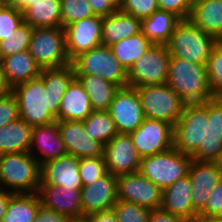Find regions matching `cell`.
Here are the masks:
<instances>
[{
  "mask_svg": "<svg viewBox=\"0 0 222 222\" xmlns=\"http://www.w3.org/2000/svg\"><path fill=\"white\" fill-rule=\"evenodd\" d=\"M60 9L62 28L95 15L88 0H60Z\"/></svg>",
  "mask_w": 222,
  "mask_h": 222,
  "instance_id": "obj_36",
  "label": "cell"
},
{
  "mask_svg": "<svg viewBox=\"0 0 222 222\" xmlns=\"http://www.w3.org/2000/svg\"><path fill=\"white\" fill-rule=\"evenodd\" d=\"M29 153L40 166L67 154L59 133L58 121L33 127Z\"/></svg>",
  "mask_w": 222,
  "mask_h": 222,
  "instance_id": "obj_19",
  "label": "cell"
},
{
  "mask_svg": "<svg viewBox=\"0 0 222 222\" xmlns=\"http://www.w3.org/2000/svg\"><path fill=\"white\" fill-rule=\"evenodd\" d=\"M167 84L185 103L204 102L214 98L207 73V66L171 56Z\"/></svg>",
  "mask_w": 222,
  "mask_h": 222,
  "instance_id": "obj_2",
  "label": "cell"
},
{
  "mask_svg": "<svg viewBox=\"0 0 222 222\" xmlns=\"http://www.w3.org/2000/svg\"><path fill=\"white\" fill-rule=\"evenodd\" d=\"M221 167V171H222V158L218 161Z\"/></svg>",
  "mask_w": 222,
  "mask_h": 222,
  "instance_id": "obj_55",
  "label": "cell"
},
{
  "mask_svg": "<svg viewBox=\"0 0 222 222\" xmlns=\"http://www.w3.org/2000/svg\"><path fill=\"white\" fill-rule=\"evenodd\" d=\"M148 222H188L187 220L173 215L162 208L151 210Z\"/></svg>",
  "mask_w": 222,
  "mask_h": 222,
  "instance_id": "obj_47",
  "label": "cell"
},
{
  "mask_svg": "<svg viewBox=\"0 0 222 222\" xmlns=\"http://www.w3.org/2000/svg\"><path fill=\"white\" fill-rule=\"evenodd\" d=\"M103 157L107 172L114 176L139 171L142 159L131 136L120 133L103 147Z\"/></svg>",
  "mask_w": 222,
  "mask_h": 222,
  "instance_id": "obj_14",
  "label": "cell"
},
{
  "mask_svg": "<svg viewBox=\"0 0 222 222\" xmlns=\"http://www.w3.org/2000/svg\"><path fill=\"white\" fill-rule=\"evenodd\" d=\"M23 23L22 11L8 7L5 4L0 8V41L16 31Z\"/></svg>",
  "mask_w": 222,
  "mask_h": 222,
  "instance_id": "obj_40",
  "label": "cell"
},
{
  "mask_svg": "<svg viewBox=\"0 0 222 222\" xmlns=\"http://www.w3.org/2000/svg\"><path fill=\"white\" fill-rule=\"evenodd\" d=\"M41 0H4V3L8 7H12L16 10L23 11L28 6H33Z\"/></svg>",
  "mask_w": 222,
  "mask_h": 222,
  "instance_id": "obj_49",
  "label": "cell"
},
{
  "mask_svg": "<svg viewBox=\"0 0 222 222\" xmlns=\"http://www.w3.org/2000/svg\"><path fill=\"white\" fill-rule=\"evenodd\" d=\"M33 126L20 117L0 128V154L29 152Z\"/></svg>",
  "mask_w": 222,
  "mask_h": 222,
  "instance_id": "obj_29",
  "label": "cell"
},
{
  "mask_svg": "<svg viewBox=\"0 0 222 222\" xmlns=\"http://www.w3.org/2000/svg\"><path fill=\"white\" fill-rule=\"evenodd\" d=\"M4 0H0V8L4 5Z\"/></svg>",
  "mask_w": 222,
  "mask_h": 222,
  "instance_id": "obj_54",
  "label": "cell"
},
{
  "mask_svg": "<svg viewBox=\"0 0 222 222\" xmlns=\"http://www.w3.org/2000/svg\"><path fill=\"white\" fill-rule=\"evenodd\" d=\"M41 166L29 152L0 154V189L13 194L38 193Z\"/></svg>",
  "mask_w": 222,
  "mask_h": 222,
  "instance_id": "obj_3",
  "label": "cell"
},
{
  "mask_svg": "<svg viewBox=\"0 0 222 222\" xmlns=\"http://www.w3.org/2000/svg\"><path fill=\"white\" fill-rule=\"evenodd\" d=\"M191 190L192 185L188 175L177 180L163 190L161 208L188 222L192 221L198 214L193 209Z\"/></svg>",
  "mask_w": 222,
  "mask_h": 222,
  "instance_id": "obj_23",
  "label": "cell"
},
{
  "mask_svg": "<svg viewBox=\"0 0 222 222\" xmlns=\"http://www.w3.org/2000/svg\"><path fill=\"white\" fill-rule=\"evenodd\" d=\"M159 8L174 12L181 19H188L191 13L193 0H157Z\"/></svg>",
  "mask_w": 222,
  "mask_h": 222,
  "instance_id": "obj_43",
  "label": "cell"
},
{
  "mask_svg": "<svg viewBox=\"0 0 222 222\" xmlns=\"http://www.w3.org/2000/svg\"><path fill=\"white\" fill-rule=\"evenodd\" d=\"M67 154L79 159L103 156V146L86 133L83 121H58Z\"/></svg>",
  "mask_w": 222,
  "mask_h": 222,
  "instance_id": "obj_21",
  "label": "cell"
},
{
  "mask_svg": "<svg viewBox=\"0 0 222 222\" xmlns=\"http://www.w3.org/2000/svg\"><path fill=\"white\" fill-rule=\"evenodd\" d=\"M200 215L222 217V178L210 194L208 203Z\"/></svg>",
  "mask_w": 222,
  "mask_h": 222,
  "instance_id": "obj_44",
  "label": "cell"
},
{
  "mask_svg": "<svg viewBox=\"0 0 222 222\" xmlns=\"http://www.w3.org/2000/svg\"><path fill=\"white\" fill-rule=\"evenodd\" d=\"M142 20L116 10L112 14L103 17L102 21V45L110 46L115 42L141 32Z\"/></svg>",
  "mask_w": 222,
  "mask_h": 222,
  "instance_id": "obj_27",
  "label": "cell"
},
{
  "mask_svg": "<svg viewBox=\"0 0 222 222\" xmlns=\"http://www.w3.org/2000/svg\"><path fill=\"white\" fill-rule=\"evenodd\" d=\"M188 19L205 33L222 41V0H193Z\"/></svg>",
  "mask_w": 222,
  "mask_h": 222,
  "instance_id": "obj_26",
  "label": "cell"
},
{
  "mask_svg": "<svg viewBox=\"0 0 222 222\" xmlns=\"http://www.w3.org/2000/svg\"><path fill=\"white\" fill-rule=\"evenodd\" d=\"M83 217L85 215L112 209L117 199V176L107 173L80 190Z\"/></svg>",
  "mask_w": 222,
  "mask_h": 222,
  "instance_id": "obj_17",
  "label": "cell"
},
{
  "mask_svg": "<svg viewBox=\"0 0 222 222\" xmlns=\"http://www.w3.org/2000/svg\"><path fill=\"white\" fill-rule=\"evenodd\" d=\"M74 79L70 64L42 69L39 77L15 86L11 92L18 101L19 117L33 127L57 121L61 99Z\"/></svg>",
  "mask_w": 222,
  "mask_h": 222,
  "instance_id": "obj_1",
  "label": "cell"
},
{
  "mask_svg": "<svg viewBox=\"0 0 222 222\" xmlns=\"http://www.w3.org/2000/svg\"><path fill=\"white\" fill-rule=\"evenodd\" d=\"M129 135L141 158L174 147V126L166 121L145 118Z\"/></svg>",
  "mask_w": 222,
  "mask_h": 222,
  "instance_id": "obj_11",
  "label": "cell"
},
{
  "mask_svg": "<svg viewBox=\"0 0 222 222\" xmlns=\"http://www.w3.org/2000/svg\"><path fill=\"white\" fill-rule=\"evenodd\" d=\"M1 61L6 82L11 89L41 75V67L28 50L3 57Z\"/></svg>",
  "mask_w": 222,
  "mask_h": 222,
  "instance_id": "obj_24",
  "label": "cell"
},
{
  "mask_svg": "<svg viewBox=\"0 0 222 222\" xmlns=\"http://www.w3.org/2000/svg\"><path fill=\"white\" fill-rule=\"evenodd\" d=\"M12 195L13 193L0 189V222H3L9 204V199Z\"/></svg>",
  "mask_w": 222,
  "mask_h": 222,
  "instance_id": "obj_50",
  "label": "cell"
},
{
  "mask_svg": "<svg viewBox=\"0 0 222 222\" xmlns=\"http://www.w3.org/2000/svg\"><path fill=\"white\" fill-rule=\"evenodd\" d=\"M75 78L88 94L93 110H109L116 92L120 89L117 84L94 75H75Z\"/></svg>",
  "mask_w": 222,
  "mask_h": 222,
  "instance_id": "obj_30",
  "label": "cell"
},
{
  "mask_svg": "<svg viewBox=\"0 0 222 222\" xmlns=\"http://www.w3.org/2000/svg\"><path fill=\"white\" fill-rule=\"evenodd\" d=\"M87 135L103 147L118 134L115 123L108 110H94L84 121Z\"/></svg>",
  "mask_w": 222,
  "mask_h": 222,
  "instance_id": "obj_34",
  "label": "cell"
},
{
  "mask_svg": "<svg viewBox=\"0 0 222 222\" xmlns=\"http://www.w3.org/2000/svg\"><path fill=\"white\" fill-rule=\"evenodd\" d=\"M153 45L154 44L141 31L136 35L113 43L110 45V48L119 63L128 71Z\"/></svg>",
  "mask_w": 222,
  "mask_h": 222,
  "instance_id": "obj_32",
  "label": "cell"
},
{
  "mask_svg": "<svg viewBox=\"0 0 222 222\" xmlns=\"http://www.w3.org/2000/svg\"><path fill=\"white\" fill-rule=\"evenodd\" d=\"M34 222H75L67 215L46 209L42 205L38 208Z\"/></svg>",
  "mask_w": 222,
  "mask_h": 222,
  "instance_id": "obj_45",
  "label": "cell"
},
{
  "mask_svg": "<svg viewBox=\"0 0 222 222\" xmlns=\"http://www.w3.org/2000/svg\"><path fill=\"white\" fill-rule=\"evenodd\" d=\"M80 190L64 189L53 185H40L37 194L41 205L46 209L67 215L75 222H80L83 218Z\"/></svg>",
  "mask_w": 222,
  "mask_h": 222,
  "instance_id": "obj_20",
  "label": "cell"
},
{
  "mask_svg": "<svg viewBox=\"0 0 222 222\" xmlns=\"http://www.w3.org/2000/svg\"><path fill=\"white\" fill-rule=\"evenodd\" d=\"M192 157L175 147L142 157L139 172L162 190L188 175Z\"/></svg>",
  "mask_w": 222,
  "mask_h": 222,
  "instance_id": "obj_6",
  "label": "cell"
},
{
  "mask_svg": "<svg viewBox=\"0 0 222 222\" xmlns=\"http://www.w3.org/2000/svg\"><path fill=\"white\" fill-rule=\"evenodd\" d=\"M33 28L23 22L12 34L0 41V59L11 54L28 50Z\"/></svg>",
  "mask_w": 222,
  "mask_h": 222,
  "instance_id": "obj_35",
  "label": "cell"
},
{
  "mask_svg": "<svg viewBox=\"0 0 222 222\" xmlns=\"http://www.w3.org/2000/svg\"><path fill=\"white\" fill-rule=\"evenodd\" d=\"M19 118L18 101L12 92L0 96V128Z\"/></svg>",
  "mask_w": 222,
  "mask_h": 222,
  "instance_id": "obj_42",
  "label": "cell"
},
{
  "mask_svg": "<svg viewBox=\"0 0 222 222\" xmlns=\"http://www.w3.org/2000/svg\"><path fill=\"white\" fill-rule=\"evenodd\" d=\"M80 222H118L113 208L85 215Z\"/></svg>",
  "mask_w": 222,
  "mask_h": 222,
  "instance_id": "obj_46",
  "label": "cell"
},
{
  "mask_svg": "<svg viewBox=\"0 0 222 222\" xmlns=\"http://www.w3.org/2000/svg\"><path fill=\"white\" fill-rule=\"evenodd\" d=\"M23 22L32 28L62 27L60 0H41L23 11Z\"/></svg>",
  "mask_w": 222,
  "mask_h": 222,
  "instance_id": "obj_31",
  "label": "cell"
},
{
  "mask_svg": "<svg viewBox=\"0 0 222 222\" xmlns=\"http://www.w3.org/2000/svg\"><path fill=\"white\" fill-rule=\"evenodd\" d=\"M102 21L103 17L94 15L64 28L66 50L71 61L79 54L102 45Z\"/></svg>",
  "mask_w": 222,
  "mask_h": 222,
  "instance_id": "obj_16",
  "label": "cell"
},
{
  "mask_svg": "<svg viewBox=\"0 0 222 222\" xmlns=\"http://www.w3.org/2000/svg\"><path fill=\"white\" fill-rule=\"evenodd\" d=\"M90 98L75 78L65 91L57 121H84L92 112Z\"/></svg>",
  "mask_w": 222,
  "mask_h": 222,
  "instance_id": "obj_25",
  "label": "cell"
},
{
  "mask_svg": "<svg viewBox=\"0 0 222 222\" xmlns=\"http://www.w3.org/2000/svg\"><path fill=\"white\" fill-rule=\"evenodd\" d=\"M206 142L192 156L196 161L218 162L222 158V97L207 100Z\"/></svg>",
  "mask_w": 222,
  "mask_h": 222,
  "instance_id": "obj_18",
  "label": "cell"
},
{
  "mask_svg": "<svg viewBox=\"0 0 222 222\" xmlns=\"http://www.w3.org/2000/svg\"><path fill=\"white\" fill-rule=\"evenodd\" d=\"M159 9L157 0H123L120 10L142 20Z\"/></svg>",
  "mask_w": 222,
  "mask_h": 222,
  "instance_id": "obj_41",
  "label": "cell"
},
{
  "mask_svg": "<svg viewBox=\"0 0 222 222\" xmlns=\"http://www.w3.org/2000/svg\"><path fill=\"white\" fill-rule=\"evenodd\" d=\"M188 176L191 181L193 209L200 214L206 207L209 196L222 178L219 162L196 161L192 159Z\"/></svg>",
  "mask_w": 222,
  "mask_h": 222,
  "instance_id": "obj_15",
  "label": "cell"
},
{
  "mask_svg": "<svg viewBox=\"0 0 222 222\" xmlns=\"http://www.w3.org/2000/svg\"><path fill=\"white\" fill-rule=\"evenodd\" d=\"M75 75H94L117 84L128 86L127 71L114 56L110 46L100 45L79 54L72 60Z\"/></svg>",
  "mask_w": 222,
  "mask_h": 222,
  "instance_id": "obj_7",
  "label": "cell"
},
{
  "mask_svg": "<svg viewBox=\"0 0 222 222\" xmlns=\"http://www.w3.org/2000/svg\"><path fill=\"white\" fill-rule=\"evenodd\" d=\"M91 8L95 15L106 17L113 12L116 11V9L110 4L108 0H88Z\"/></svg>",
  "mask_w": 222,
  "mask_h": 222,
  "instance_id": "obj_48",
  "label": "cell"
},
{
  "mask_svg": "<svg viewBox=\"0 0 222 222\" xmlns=\"http://www.w3.org/2000/svg\"><path fill=\"white\" fill-rule=\"evenodd\" d=\"M136 90L145 118L166 121L175 126L186 103L167 83L141 86Z\"/></svg>",
  "mask_w": 222,
  "mask_h": 222,
  "instance_id": "obj_9",
  "label": "cell"
},
{
  "mask_svg": "<svg viewBox=\"0 0 222 222\" xmlns=\"http://www.w3.org/2000/svg\"><path fill=\"white\" fill-rule=\"evenodd\" d=\"M218 42L215 37L199 29L189 19H182L175 26L167 47L171 56L206 65Z\"/></svg>",
  "mask_w": 222,
  "mask_h": 222,
  "instance_id": "obj_4",
  "label": "cell"
},
{
  "mask_svg": "<svg viewBox=\"0 0 222 222\" xmlns=\"http://www.w3.org/2000/svg\"><path fill=\"white\" fill-rule=\"evenodd\" d=\"M108 1L116 10H120L123 4V0H108Z\"/></svg>",
  "mask_w": 222,
  "mask_h": 222,
  "instance_id": "obj_53",
  "label": "cell"
},
{
  "mask_svg": "<svg viewBox=\"0 0 222 222\" xmlns=\"http://www.w3.org/2000/svg\"><path fill=\"white\" fill-rule=\"evenodd\" d=\"M118 222H148L151 210L129 201L117 200L113 206Z\"/></svg>",
  "mask_w": 222,
  "mask_h": 222,
  "instance_id": "obj_38",
  "label": "cell"
},
{
  "mask_svg": "<svg viewBox=\"0 0 222 222\" xmlns=\"http://www.w3.org/2000/svg\"><path fill=\"white\" fill-rule=\"evenodd\" d=\"M181 20L174 12L159 9L142 19L141 31L154 45H167Z\"/></svg>",
  "mask_w": 222,
  "mask_h": 222,
  "instance_id": "obj_28",
  "label": "cell"
},
{
  "mask_svg": "<svg viewBox=\"0 0 222 222\" xmlns=\"http://www.w3.org/2000/svg\"><path fill=\"white\" fill-rule=\"evenodd\" d=\"M206 66L213 95L222 97V41H219L212 50Z\"/></svg>",
  "mask_w": 222,
  "mask_h": 222,
  "instance_id": "obj_37",
  "label": "cell"
},
{
  "mask_svg": "<svg viewBox=\"0 0 222 222\" xmlns=\"http://www.w3.org/2000/svg\"><path fill=\"white\" fill-rule=\"evenodd\" d=\"M190 222H222V217H209L198 214L192 221Z\"/></svg>",
  "mask_w": 222,
  "mask_h": 222,
  "instance_id": "obj_52",
  "label": "cell"
},
{
  "mask_svg": "<svg viewBox=\"0 0 222 222\" xmlns=\"http://www.w3.org/2000/svg\"><path fill=\"white\" fill-rule=\"evenodd\" d=\"M108 111L120 134L135 131L145 119L139 94L136 88L130 86L116 92Z\"/></svg>",
  "mask_w": 222,
  "mask_h": 222,
  "instance_id": "obj_13",
  "label": "cell"
},
{
  "mask_svg": "<svg viewBox=\"0 0 222 222\" xmlns=\"http://www.w3.org/2000/svg\"><path fill=\"white\" fill-rule=\"evenodd\" d=\"M41 201L37 193L13 194L3 222H34Z\"/></svg>",
  "mask_w": 222,
  "mask_h": 222,
  "instance_id": "obj_33",
  "label": "cell"
},
{
  "mask_svg": "<svg viewBox=\"0 0 222 222\" xmlns=\"http://www.w3.org/2000/svg\"><path fill=\"white\" fill-rule=\"evenodd\" d=\"M163 190L139 171L117 176V199L150 210L161 208Z\"/></svg>",
  "mask_w": 222,
  "mask_h": 222,
  "instance_id": "obj_12",
  "label": "cell"
},
{
  "mask_svg": "<svg viewBox=\"0 0 222 222\" xmlns=\"http://www.w3.org/2000/svg\"><path fill=\"white\" fill-rule=\"evenodd\" d=\"M28 51L41 69L72 64L66 50V32L62 27L33 28Z\"/></svg>",
  "mask_w": 222,
  "mask_h": 222,
  "instance_id": "obj_8",
  "label": "cell"
},
{
  "mask_svg": "<svg viewBox=\"0 0 222 222\" xmlns=\"http://www.w3.org/2000/svg\"><path fill=\"white\" fill-rule=\"evenodd\" d=\"M170 57L167 45H153L127 71L128 86L138 88L167 83Z\"/></svg>",
  "mask_w": 222,
  "mask_h": 222,
  "instance_id": "obj_10",
  "label": "cell"
},
{
  "mask_svg": "<svg viewBox=\"0 0 222 222\" xmlns=\"http://www.w3.org/2000/svg\"><path fill=\"white\" fill-rule=\"evenodd\" d=\"M41 185L81 189L79 158L66 154L41 166Z\"/></svg>",
  "mask_w": 222,
  "mask_h": 222,
  "instance_id": "obj_22",
  "label": "cell"
},
{
  "mask_svg": "<svg viewBox=\"0 0 222 222\" xmlns=\"http://www.w3.org/2000/svg\"><path fill=\"white\" fill-rule=\"evenodd\" d=\"M107 173L103 156L79 159V174L83 186L93 183Z\"/></svg>",
  "mask_w": 222,
  "mask_h": 222,
  "instance_id": "obj_39",
  "label": "cell"
},
{
  "mask_svg": "<svg viewBox=\"0 0 222 222\" xmlns=\"http://www.w3.org/2000/svg\"><path fill=\"white\" fill-rule=\"evenodd\" d=\"M11 92V88L6 82L4 72H3V66H2V61L0 59V96H4Z\"/></svg>",
  "mask_w": 222,
  "mask_h": 222,
  "instance_id": "obj_51",
  "label": "cell"
},
{
  "mask_svg": "<svg viewBox=\"0 0 222 222\" xmlns=\"http://www.w3.org/2000/svg\"><path fill=\"white\" fill-rule=\"evenodd\" d=\"M207 124V100L186 103L174 126V147L192 157L206 142Z\"/></svg>",
  "mask_w": 222,
  "mask_h": 222,
  "instance_id": "obj_5",
  "label": "cell"
}]
</instances>
